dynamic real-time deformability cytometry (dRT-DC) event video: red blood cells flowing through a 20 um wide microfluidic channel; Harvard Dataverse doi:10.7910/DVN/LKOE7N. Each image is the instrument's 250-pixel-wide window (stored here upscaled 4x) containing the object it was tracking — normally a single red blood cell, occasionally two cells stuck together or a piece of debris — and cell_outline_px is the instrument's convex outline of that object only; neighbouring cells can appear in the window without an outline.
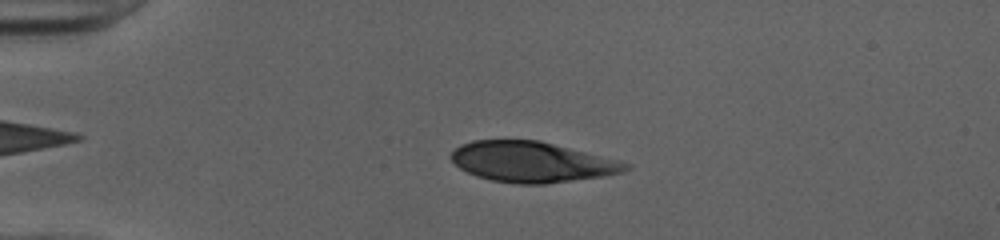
{"species": "human", "species_latin": "Homo sapiens", "temperature_condition": "cold", "stored_images_in_passage": 50, "camera_frame_rate_fps": 3000, "um_per_image_px": 0.085, "donor": {"sex": "female"}, "frame": {"image": 1, "passage_image": 12, "time_ms": 3.667, "image_size_px": [1000, 240], "cell_outline_px": [[632, 168], [624, 172], [604, 176], [544, 184], [516, 184], [492, 180], [476, 176], [460, 168], [448, 156], [460, 144], [472, 140], [540, 140], [620, 160], [632, 164]], "centroid_in_image_um": [45.24, 13.76], "position_along_channel_um": 39.8, "area_um2": 41.44}}
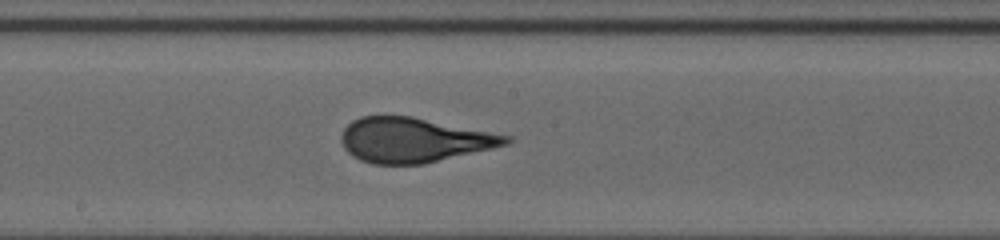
{"frame": {"image": 2, "passage_image": 28, "time_ms": 9.0, "image_size_px": [1000, 240], "cell_outline_px": [[512, 140], [508, 144], [424, 164], [372, 164], [360, 160], [352, 156], [344, 148], [340, 140], [340, 136], [344, 128], [352, 120], [360, 116], [412, 116], [512, 136]], "centroid_in_image_um": [35.14, 11.9], "position_along_channel_um": 213.1, "area_um2": 42.89}}
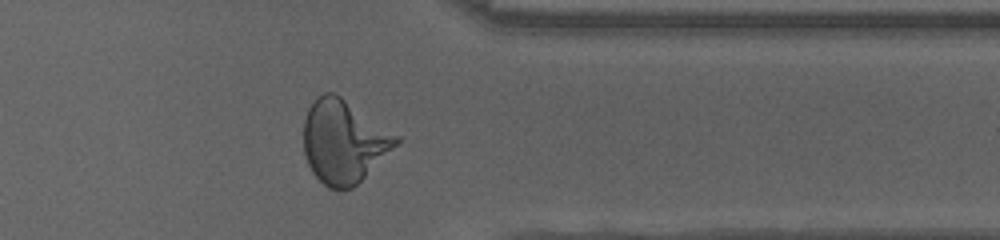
{"frame": {"image": 3, "passage_image": 41, "time_ms": 13.333, "image_size_px": [1000, 240], "cell_outline_px": [[400, 144], [352, 188], [328, 188], [312, 172], [308, 164], [304, 152], [304, 120], [308, 108], [324, 92], [336, 92], [400, 136]], "centroid_in_image_um": [29.25, 12.01], "position_along_channel_um": 382.2, "area_um2": 44.85}, "authors_computed_cell_mechanics": {"area_um2": 43.0321, "velocity_mm_per_s": 4.0279, "shape_relaxation_time_tau1_ms": 5.5577, "shape_relaxation_time_tau2_ms": null, "deformation_change_tau1": 0.221, "deformation_change_tau2": null}}